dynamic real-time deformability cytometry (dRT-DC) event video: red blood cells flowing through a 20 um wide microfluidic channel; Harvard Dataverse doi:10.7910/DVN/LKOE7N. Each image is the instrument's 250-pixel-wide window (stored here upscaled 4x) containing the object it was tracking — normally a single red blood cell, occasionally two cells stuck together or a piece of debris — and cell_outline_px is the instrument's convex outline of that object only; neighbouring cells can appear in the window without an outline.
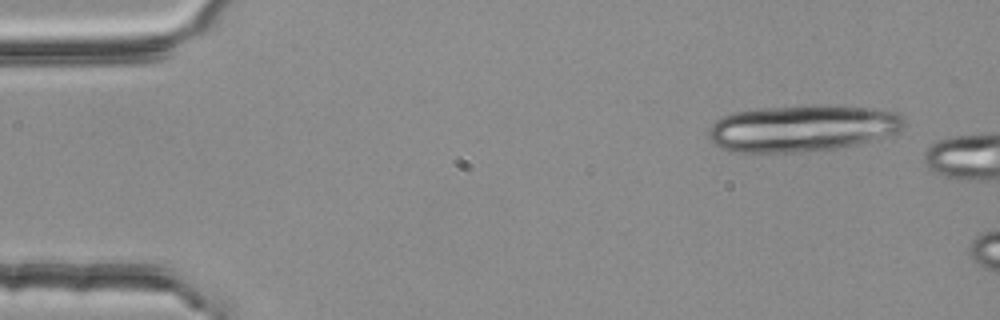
{"species": "common noctule bat (a hibernating species)", "species_latin": "Nyctalus noctula", "temperature_condition": "room temperature", "stored_images_in_passage": 2, "camera_frame_rate_fps": 3000, "um_per_image_px": 0.085, "animal": {"sex": "female", "body_mass_g": 25.1}, "frame": {"image": 1, "passage_image": 1, "time_ms": 0.0, "image_size_px": [1000, 320], "cell_outline_px": [[904, 124], [896, 132], [884, 136], [836, 148], [796, 152], [728, 152], [712, 144], [708, 136], [708, 128], [720, 116], [732, 112], [756, 108], [820, 104], [868, 108], [896, 112], [904, 116]], "centroid_in_image_um": [68.07, 10.88], "position_along_channel_um": 16.9, "area_um2": 53.29}}